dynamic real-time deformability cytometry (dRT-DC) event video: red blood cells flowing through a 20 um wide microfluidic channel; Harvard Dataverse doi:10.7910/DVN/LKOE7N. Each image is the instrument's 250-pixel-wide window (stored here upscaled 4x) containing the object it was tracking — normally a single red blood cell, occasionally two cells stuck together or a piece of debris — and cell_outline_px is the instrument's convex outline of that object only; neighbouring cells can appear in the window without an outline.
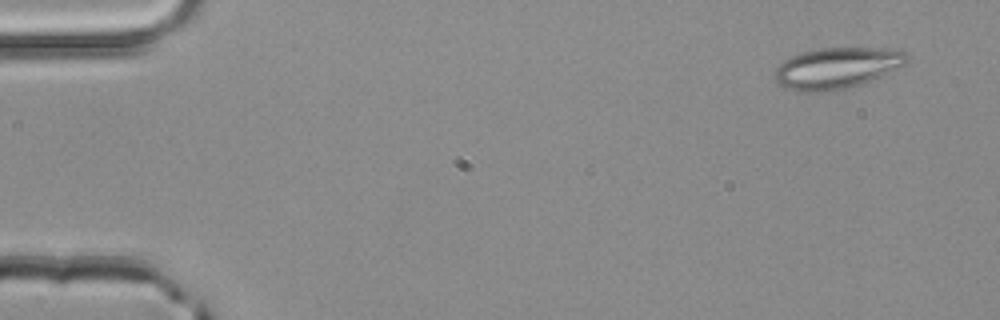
{"species": "common noctule bat (a hibernating species)", "species_latin": "Nyctalus noctula", "temperature_condition": "room temperature", "stored_images_in_passage": 3, "camera_frame_rate_fps": 3000, "um_per_image_px": 0.085, "animal": {"sex": "male", "body_mass_g": 20.4}, "frame": {"image": 1, "passage_image": 1, "time_ms": 0.0, "image_size_px": [1000, 320], "cell_outline_px": [[912, 56], [904, 64], [872, 80], [860, 84], [844, 88], [820, 92], [804, 92], [784, 88], [776, 80], [776, 68], [784, 60], [792, 56], [804, 52], [820, 48], [900, 48]], "centroid_in_image_um": [71.18, 5.76], "position_along_channel_um": 13.8, "area_um2": 31.5}}